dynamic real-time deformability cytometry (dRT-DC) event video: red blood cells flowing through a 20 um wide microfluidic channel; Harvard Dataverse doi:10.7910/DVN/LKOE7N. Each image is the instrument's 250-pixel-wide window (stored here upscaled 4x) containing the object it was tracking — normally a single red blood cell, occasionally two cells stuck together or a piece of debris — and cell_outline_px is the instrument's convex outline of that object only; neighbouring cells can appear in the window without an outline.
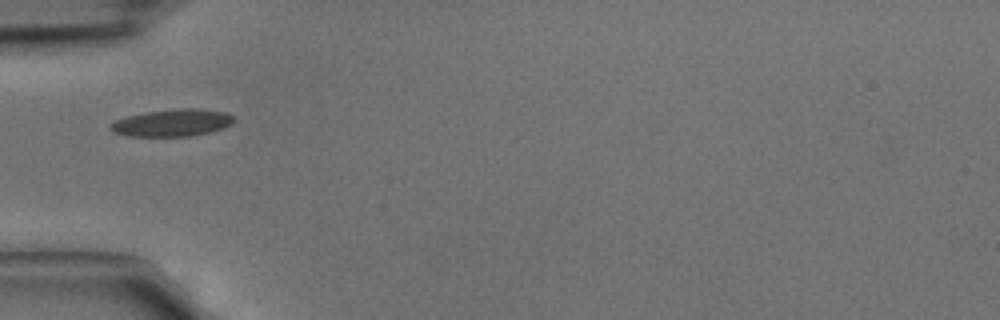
{"species": "common noctule bat (a hibernating species)", "species_latin": "Nyctalus noctula", "temperature_condition": "cold", "stored_images_in_passage": 1, "camera_frame_rate_fps": 3000, "um_per_image_px": 0.085, "animal": {"sex": "male", "body_mass_g": 15.6}, "frame": {"image": 1, "passage_image": 1, "time_ms": 0.0, "image_size_px": [1000, 320], "cell_outline_px": [[236, 120], [232, 124], [224, 128], [208, 132], [188, 136], [128, 136], [112, 132], [108, 128], [108, 124], [116, 120], [128, 116], [148, 112], [180, 108], [200, 108], [224, 112], [232, 116]], "centroid_in_image_um": [14.63, 10.44], "position_along_channel_um": 70.4, "area_um2": 19.54}}